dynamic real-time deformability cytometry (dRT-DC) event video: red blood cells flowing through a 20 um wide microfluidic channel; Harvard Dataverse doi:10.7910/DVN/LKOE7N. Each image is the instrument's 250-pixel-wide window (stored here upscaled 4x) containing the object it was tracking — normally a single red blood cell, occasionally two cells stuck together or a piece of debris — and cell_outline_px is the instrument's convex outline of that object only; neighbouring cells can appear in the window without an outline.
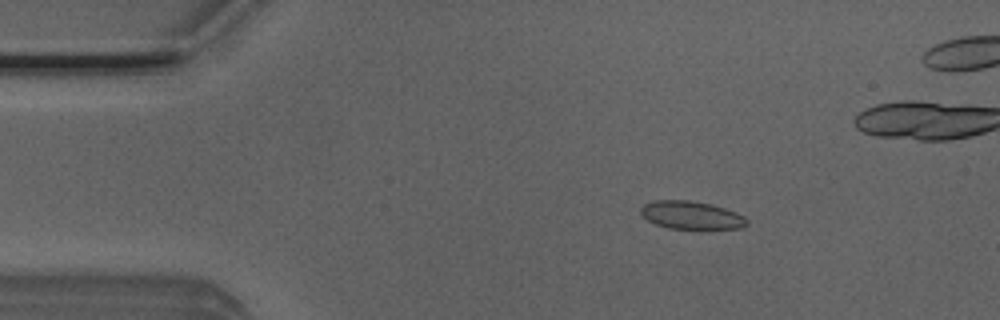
{"species": "Egyptian fruit bat (a non-hibernating species)", "species_latin": "Rousettus aegyptiacus", "temperature_condition": "room temperature", "stored_images_in_passage": 54, "camera_frame_rate_fps": 3000, "um_per_image_px": 0.085, "animal": {"sex": "male"}, "frame": {"image": 1, "passage_image": 9, "time_ms": 2.667, "image_size_px": [1000, 320], "cell_outline_px": [[748, 224], [740, 228], [700, 232], [668, 228], [656, 224], [648, 220], [640, 212], [640, 208], [644, 204], [656, 200], [688, 200], [712, 204], [736, 212], [744, 216], [748, 220]], "centroid_in_image_um": [58.82, 18.35], "position_along_channel_um": 26.2, "area_um2": 18.15}}
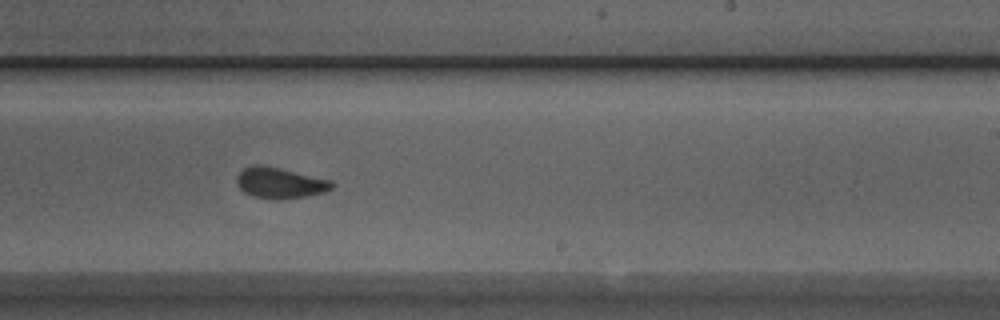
{"frame": {"image": 2, "passage_image": 32, "time_ms": 10.333, "image_size_px": [1000, 320], "cell_outline_px": [[336, 184], [332, 188], [324, 192], [304, 196], [280, 200], [276, 200], [252, 196], [244, 192], [236, 184], [236, 176], [244, 168], [252, 164], [260, 164], [280, 168], [332, 180]], "centroid_in_image_um": [23.78, 15.54], "position_along_channel_um": 265.2, "area_um2": 17.28}}
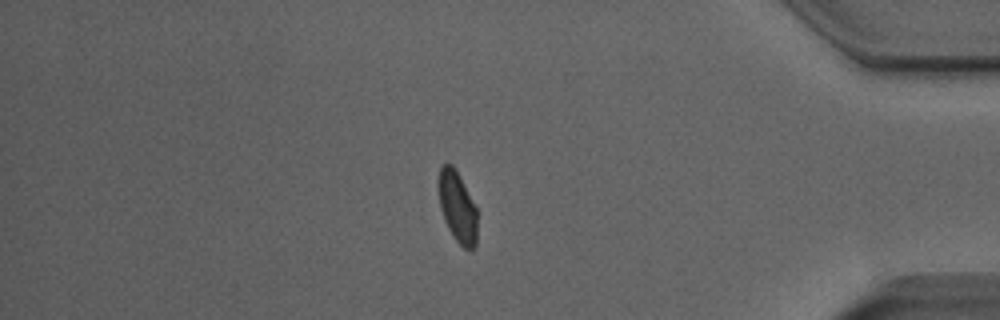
{"frame": {"image": 3, "passage_image": 45, "time_ms": 14.667, "image_size_px": [1000, 320], "cell_outline_px": [[476, 244], [472, 248], [464, 248], [452, 236], [444, 220], [440, 208], [436, 184], [436, 180], [440, 168], [444, 164], [452, 164], [460, 176], [476, 208]], "centroid_in_image_um": [38.82, 17.54], "position_along_channel_um": 396.4, "area_um2": 16.13}, "authors_computed_cell_mechanics": {"area_um2": 17.1955, "velocity_mm_per_s": 3.885, "shape_relaxation_time_tau1_ms": 9.6628, "shape_relaxation_time_tau2_ms": 1.1736, "deformation_change_tau1": 0.1585, "deformation_change_tau2": 0.0616}}